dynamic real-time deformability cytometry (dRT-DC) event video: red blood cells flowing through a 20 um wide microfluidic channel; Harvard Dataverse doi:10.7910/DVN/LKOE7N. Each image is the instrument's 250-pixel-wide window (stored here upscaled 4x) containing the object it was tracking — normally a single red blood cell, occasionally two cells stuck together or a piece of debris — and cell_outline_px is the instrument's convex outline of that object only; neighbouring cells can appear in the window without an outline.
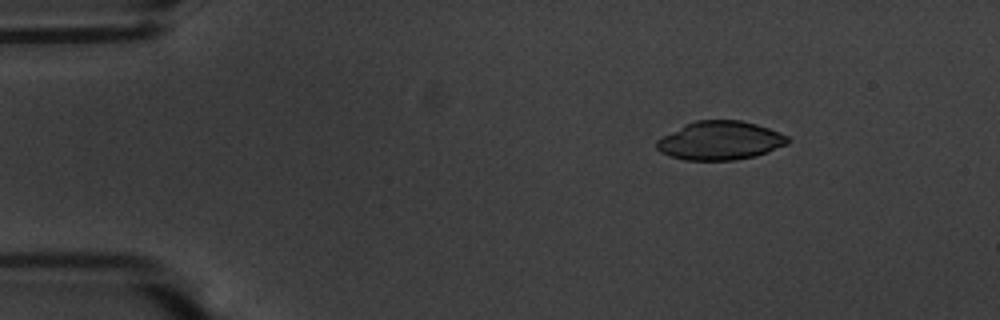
{"species": "common noctule bat (a hibernating species)", "species_latin": "Nyctalus noctula", "temperature_condition": "warm", "stored_images_in_passage": 49, "camera_frame_rate_fps": 3000, "um_per_image_px": 0.085, "animal": {"sex": "male", "body_mass_g": 20.1, "forearm_length_mm": 53.5}, "frame": {"image": 1, "passage_image": 1, "time_ms": 0.0, "image_size_px": [1000, 320], "cell_outline_px": [[788, 144], [768, 152], [756, 156], [736, 160], [684, 160], [660, 152], [656, 148], [656, 140], [684, 124], [696, 120], [740, 120], [756, 124], [768, 128], [788, 136]], "centroid_in_image_um": [61.2, 11.95], "position_along_channel_um": 23.8, "area_um2": 29.54}}
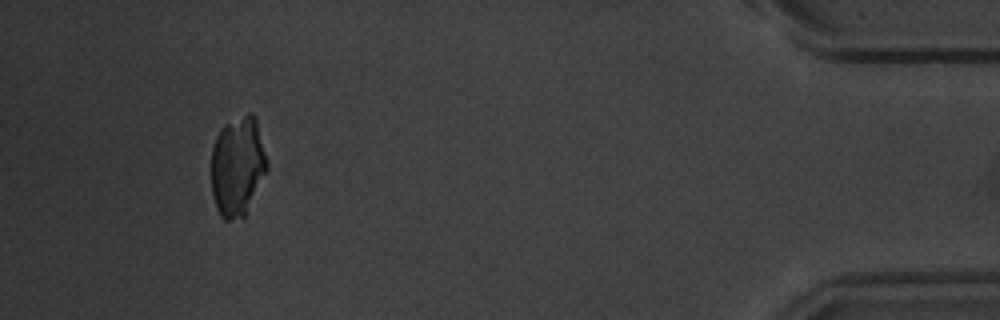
{"frame": {"image": 2, "passage_image": 45, "time_ms": 14.667, "image_size_px": [1000, 320], "cell_outline_px": [[268, 168], [244, 216], [232, 220], [224, 220], [220, 216], [216, 208], [212, 192], [212, 148], [216, 136], [224, 124], [248, 112], [252, 112], [256, 116], [268, 160]], "centroid_in_image_um": [20.2, 14.1], "position_along_channel_um": 415.0, "area_um2": 32.54}}